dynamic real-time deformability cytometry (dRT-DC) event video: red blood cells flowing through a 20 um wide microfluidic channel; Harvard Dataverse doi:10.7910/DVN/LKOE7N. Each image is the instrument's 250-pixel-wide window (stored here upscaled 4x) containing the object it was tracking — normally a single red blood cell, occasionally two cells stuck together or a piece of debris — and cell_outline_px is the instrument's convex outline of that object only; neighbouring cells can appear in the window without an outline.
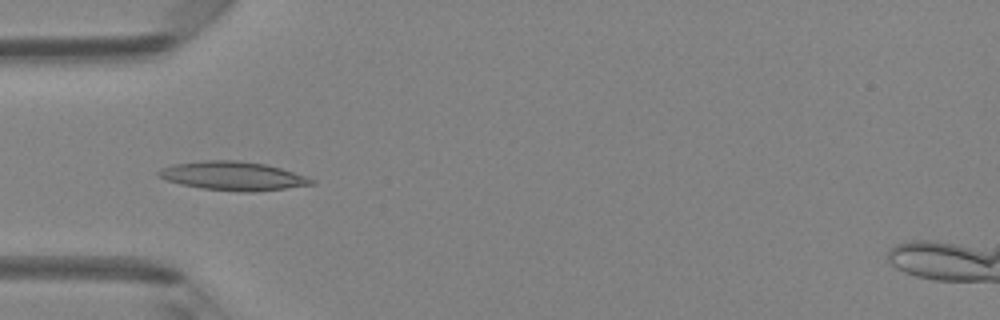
{"species": "Egyptian fruit bat (a non-hibernating species)", "species_latin": "Rousettus aegyptiacus", "temperature_condition": "room temperature", "stored_images_in_passage": 44, "camera_frame_rate_fps": 3000, "um_per_image_px": 0.085, "animal": {"sex": "female"}, "frame": {"image": 1, "passage_image": 12, "time_ms": 3.667, "image_size_px": [1000, 320], "cell_outline_px": [[316, 184], [252, 192], [240, 192], [200, 188], [180, 184], [156, 176], [156, 172], [160, 168], [172, 164], [204, 160], [240, 160], [264, 164], [280, 168], [308, 176], [316, 180]], "centroid_in_image_um": [19.79, 14.95], "position_along_channel_um": 65.2, "area_um2": 25.84}}
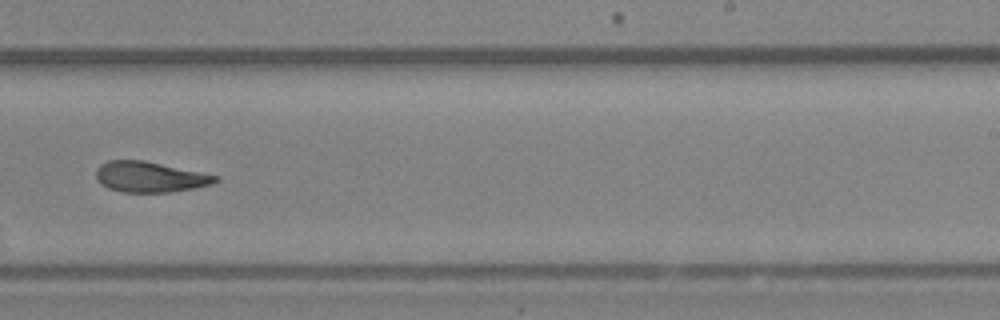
{"frame": {"image": 2, "passage_image": 27, "time_ms": 8.667, "image_size_px": [1000, 320], "cell_outline_px": [[220, 180], [212, 184], [172, 192], [124, 192], [108, 188], [100, 184], [96, 180], [96, 168], [100, 164], [108, 160], [144, 160], [220, 176]], "centroid_in_image_um": [12.72, 15.03], "position_along_channel_um": 276.3, "area_um2": 21.39}}
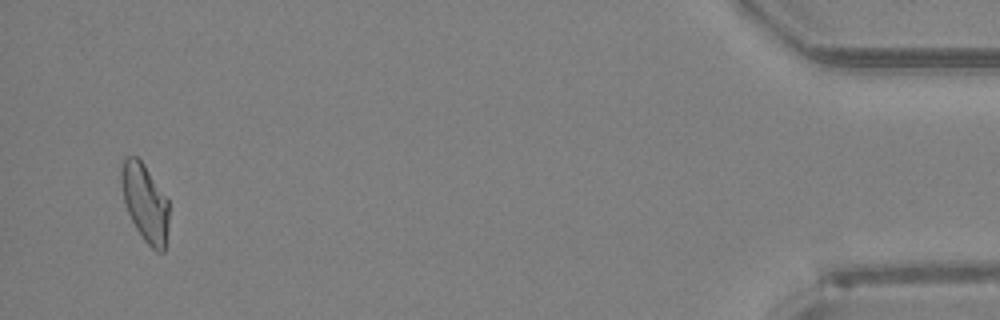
{"frame": {"image": 3, "passage_image": 43, "time_ms": 14.0, "image_size_px": [1000, 320], "cell_outline_px": [[168, 224], [164, 252], [156, 252], [144, 240], [136, 228], [128, 212], [124, 200], [120, 180], [120, 172], [124, 156], [136, 156], [144, 164], [168, 200]], "centroid_in_image_um": [12.32, 17.21], "position_along_channel_um": 422.9, "area_um2": 21.39}, "authors_computed_cell_mechanics": {"area_um2": 22.1085, "velocity_mm_per_s": 4.2464, "shape_relaxation_time_tau1_ms": 6.3922, "shape_relaxation_time_tau2_ms": 3.4134, "deformation_change_tau1": 0.2173, "deformation_change_tau2": 0.1244}}